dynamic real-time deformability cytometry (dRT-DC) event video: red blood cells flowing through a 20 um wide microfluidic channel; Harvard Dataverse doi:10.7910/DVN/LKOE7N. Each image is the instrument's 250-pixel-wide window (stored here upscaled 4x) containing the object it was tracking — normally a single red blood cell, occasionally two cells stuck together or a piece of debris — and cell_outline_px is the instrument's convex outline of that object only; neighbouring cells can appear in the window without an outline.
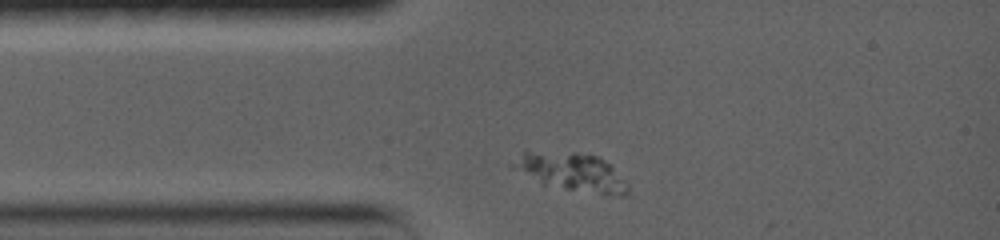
{"species": "common noctule bat (a hibernating species)", "species_latin": "Nyctalus noctula", "temperature_condition": "warm", "stored_images_in_passage": 14, "camera_frame_rate_fps": 5000, "um_per_image_px": 0.085, "animal": {"sex": "female", "body_mass_g": 19.0, "forearm_length_mm": 56.7}, "frame": {"image": 1, "passage_image": 1, "time_ms": 0.0, "image_size_px": [1000, 240], "cell_outline_px": [[628, 196], [620, 196], [564, 188], [544, 184], [512, 168], [508, 164], [524, 152], [588, 152], [600, 156], [612, 164], [628, 184]], "centroid_in_image_um": [48.66, 14.59], "position_along_channel_um": 36.3, "area_um2": 25.49}}
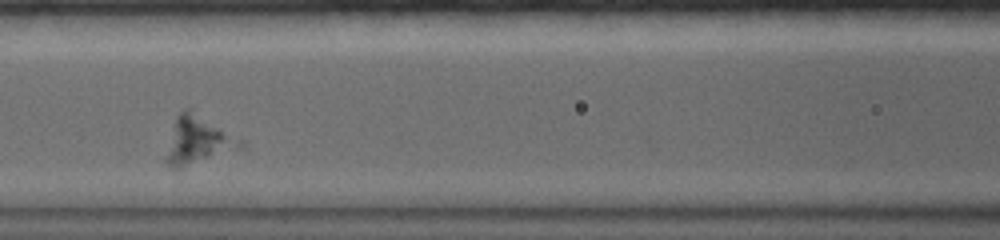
{"frame": {"image": 2, "passage_image": 5, "time_ms": 3.8, "image_size_px": [1000, 240], "cell_outline_px": [[244, 148], [180, 168], [168, 168], [164, 160], [176, 116], [184, 108], [188, 108], [244, 140]], "centroid_in_image_um": [16.84, 11.95], "position_along_channel_um": 149.8, "area_um2": 20.63}}
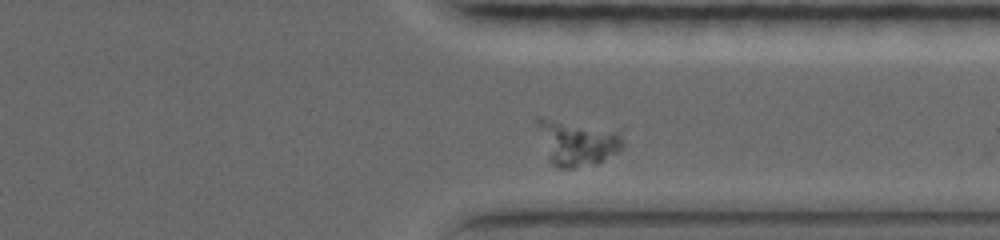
{"frame": {"image": 3, "passage_image": 13, "time_ms": 10.2, "image_size_px": [1000, 240], "cell_outline_px": [[624, 148], [620, 152], [596, 164], [572, 168], [560, 168], [552, 164], [548, 160], [536, 120], [536, 116], [540, 116], [620, 128], [624, 144]], "centroid_in_image_um": [49.14, 12.08], "position_along_channel_um": 362.3, "area_um2": 23.7}}